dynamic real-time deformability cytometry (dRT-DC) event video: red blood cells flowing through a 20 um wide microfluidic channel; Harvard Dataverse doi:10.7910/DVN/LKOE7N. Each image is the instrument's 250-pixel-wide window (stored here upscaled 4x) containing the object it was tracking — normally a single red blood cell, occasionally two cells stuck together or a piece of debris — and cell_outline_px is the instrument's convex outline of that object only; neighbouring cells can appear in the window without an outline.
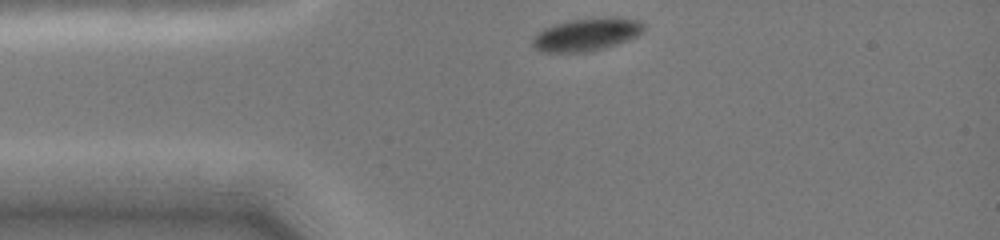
{"species": "common noctule bat (a hibernating species)", "species_latin": "Nyctalus noctula", "temperature_condition": "cold", "stored_images_in_passage": 19, "camera_frame_rate_fps": 3000, "um_per_image_px": 0.085, "animal": {"sex": "female", "body_mass_g": 19.0, "forearm_length_mm": 51.5}, "frame": {"image": 1, "passage_image": 1, "time_ms": 0.0, "image_size_px": [1000, 240], "cell_outline_px": [[644, 28], [636, 36], [616, 44], [604, 48], [584, 52], [544, 52], [536, 48], [532, 44], [532, 40], [536, 32], [544, 28], [556, 24], [572, 20], [608, 16], [616, 16], [640, 20], [644, 24]], "centroid_in_image_um": [49.86, 2.91], "position_along_channel_um": 35.1, "area_um2": 21.15}}
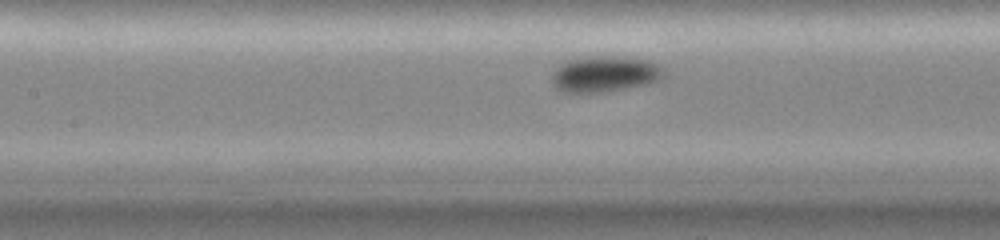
{"frame": {"image": 2, "passage_image": 11, "time_ms": 3.667, "image_size_px": [1000, 240], "cell_outline_px": [[664, 76], [660, 80], [648, 84], [604, 92], [560, 92], [556, 88], [552, 80], [552, 76], [556, 68], [564, 60], [588, 56], [632, 56], [648, 60], [660, 64], [664, 72]], "centroid_in_image_um": [51.43, 6.27], "position_along_channel_um": 156.0, "area_um2": 23.93}}
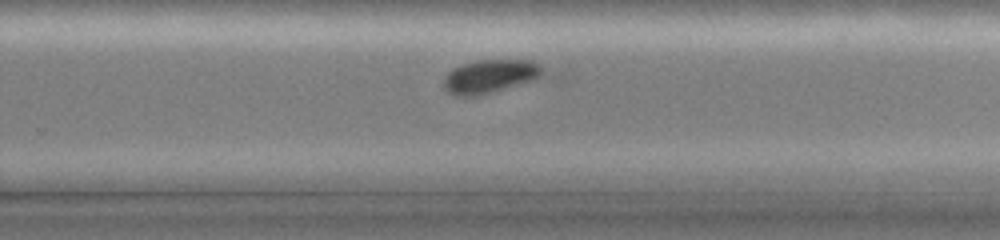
{"frame": {"image": 3, "passage_image": 18, "time_ms": 7.0, "image_size_px": [1000, 240], "cell_outline_px": [[540, 72], [532, 80], [488, 92], [472, 96], [456, 96], [448, 92], [444, 88], [444, 80], [456, 68], [464, 64], [476, 60], [532, 60], [540, 64]], "centroid_in_image_um": [41.61, 6.47], "position_along_channel_um": 288.2, "area_um2": 18.26}}